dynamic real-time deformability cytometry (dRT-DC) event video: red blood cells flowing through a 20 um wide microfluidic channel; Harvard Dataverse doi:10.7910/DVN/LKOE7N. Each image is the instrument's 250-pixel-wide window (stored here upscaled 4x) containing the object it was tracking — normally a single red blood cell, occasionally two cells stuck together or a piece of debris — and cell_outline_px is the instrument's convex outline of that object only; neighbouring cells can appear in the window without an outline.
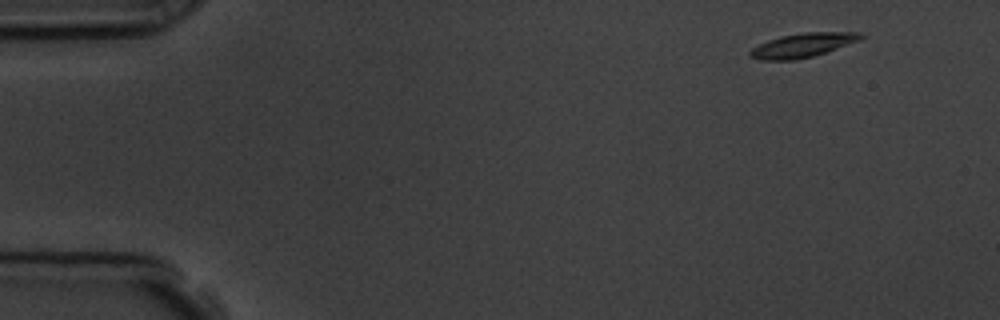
{"species": "common noctule bat (a hibernating species)", "species_latin": "Nyctalus noctula", "temperature_condition": "room temperature", "stored_images_in_passage": 4, "camera_frame_rate_fps": 3000, "um_per_image_px": 0.085, "animal": {"sex": "male", "body_mass_g": 19.5, "forearm_length_mm": 54.6}, "frame": {"image": 1, "passage_image": 1, "time_ms": 0.0, "image_size_px": [1000, 320], "cell_outline_px": [[868, 36], [860, 40], [812, 56], [796, 60], [760, 60], [748, 56], [748, 52], [752, 48], [768, 40], [780, 36], [804, 32], [860, 32]], "centroid_in_image_um": [68.22, 3.84], "position_along_channel_um": 16.8, "area_um2": 15.55}}
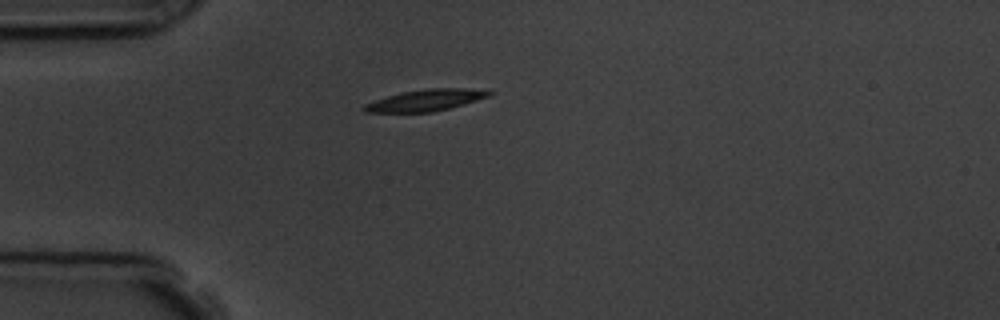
{"frame": {"image": 2, "passage_image": 4, "time_ms": 3.333, "image_size_px": [1000, 320], "cell_outline_px": [[496, 92], [488, 96], [464, 104], [432, 112], [364, 112], [360, 108], [364, 104], [400, 92], [428, 88], [464, 88]], "centroid_in_image_um": [36.14, 8.52], "position_along_channel_um": 48.9, "area_um2": 15.49}}